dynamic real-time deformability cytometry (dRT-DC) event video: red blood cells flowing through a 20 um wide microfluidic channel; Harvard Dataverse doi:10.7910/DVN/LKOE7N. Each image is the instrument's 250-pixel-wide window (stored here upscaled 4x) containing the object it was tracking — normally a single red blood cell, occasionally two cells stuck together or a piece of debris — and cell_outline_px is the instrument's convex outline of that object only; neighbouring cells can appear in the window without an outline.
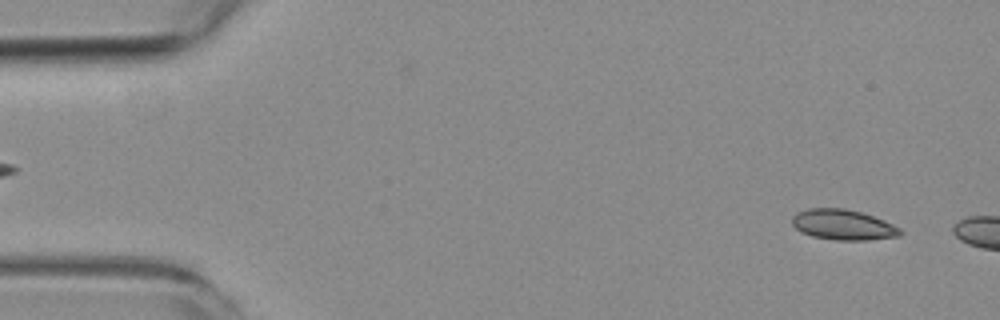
{"species": "common noctule bat (a hibernating species)", "species_latin": "Nyctalus noctula", "temperature_condition": "room temperature", "stored_images_in_passage": 4, "segment_of_instrument_passage": [3, 3], "camera_frame_rate_fps": 3000, "um_per_image_px": 0.085, "animal": {"sex": "female", "body_mass_g": 19.3, "forearm_length_mm": 54.1}, "frame": {"image": 1, "passage_image": 4, "time_ms": 4.667, "image_size_px": [1000, 320], "cell_outline_px": [[904, 232], [900, 236], [868, 240], [836, 240], [812, 236], [800, 232], [792, 224], [792, 216], [796, 212], [808, 208], [844, 208], [860, 212], [884, 220], [900, 228]], "centroid_in_image_um": [71.65, 19.1], "position_along_channel_um": 13.3, "area_um2": 19.25}}